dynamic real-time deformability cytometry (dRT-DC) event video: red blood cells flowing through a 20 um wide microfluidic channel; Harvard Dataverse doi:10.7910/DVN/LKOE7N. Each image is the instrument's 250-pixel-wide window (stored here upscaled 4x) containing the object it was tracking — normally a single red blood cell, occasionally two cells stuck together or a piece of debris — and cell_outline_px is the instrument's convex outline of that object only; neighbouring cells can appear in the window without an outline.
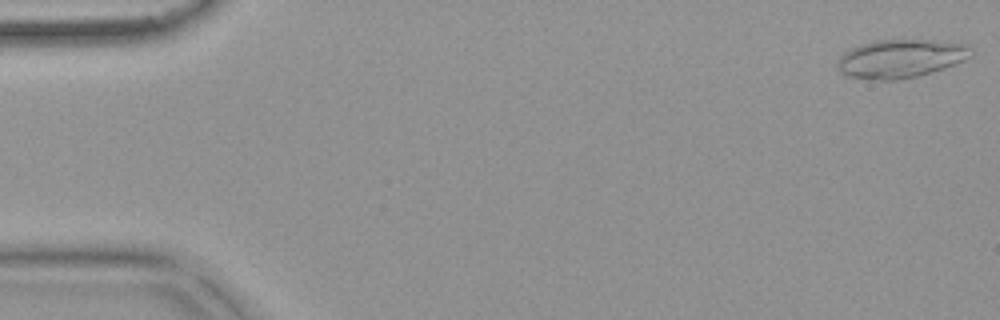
{"species": "common noctule bat (a hibernating species)", "species_latin": "Nyctalus noctula", "temperature_condition": "warm", "stored_images_in_passage": 53, "camera_frame_rate_fps": 3000, "um_per_image_px": 0.085, "animal": {"sex": "female", "body_mass_g": 18.4}, "frame": {"image": 1, "passage_image": 1, "time_ms": 0.0, "image_size_px": [1000, 320], "cell_outline_px": [[972, 56], [956, 64], [944, 68], [916, 76], [896, 80], [876, 80], [848, 76], [840, 72], [836, 68], [836, 60], [844, 52], [860, 44], [872, 40], [932, 40], [968, 44], [972, 48]], "centroid_in_image_um": [76.54, 4.97], "position_along_channel_um": 8.5, "area_um2": 30.11}}